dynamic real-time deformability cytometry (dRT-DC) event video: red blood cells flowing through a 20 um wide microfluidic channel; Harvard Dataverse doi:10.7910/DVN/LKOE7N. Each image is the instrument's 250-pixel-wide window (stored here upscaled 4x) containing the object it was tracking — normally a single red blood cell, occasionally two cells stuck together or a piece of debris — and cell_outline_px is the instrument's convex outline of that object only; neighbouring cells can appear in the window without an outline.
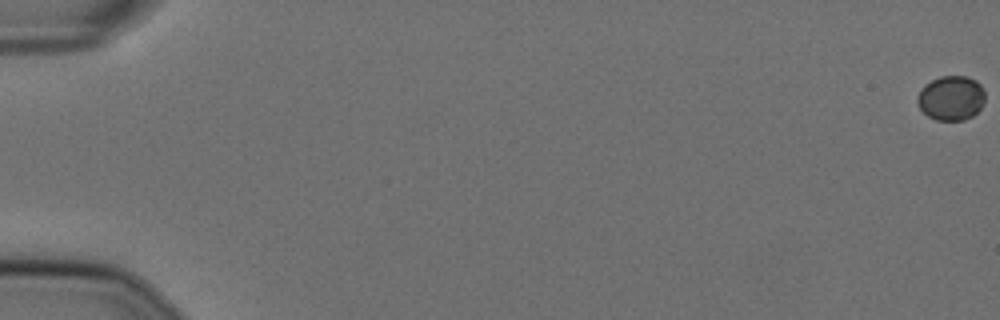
{"species": "Egyptian fruit bat (a non-hibernating species)", "species_latin": "Rousettus aegyptiacus", "temperature_condition": "cold", "stored_images_in_passage": 53, "camera_frame_rate_fps": 3000, "um_per_image_px": 0.085, "animal": {"sex": "female"}, "frame": {"image": 1, "passage_image": 1, "time_ms": 0.0, "image_size_px": [1000, 320], "cell_outline_px": [[984, 100], [980, 108], [972, 116], [964, 120], [936, 120], [928, 116], [920, 108], [916, 100], [916, 96], [924, 84], [940, 76], [964, 76], [976, 80], [980, 84], [984, 92]], "centroid_in_image_um": [80.82, 8.33], "position_along_channel_um": 4.2, "area_um2": 17.57}}
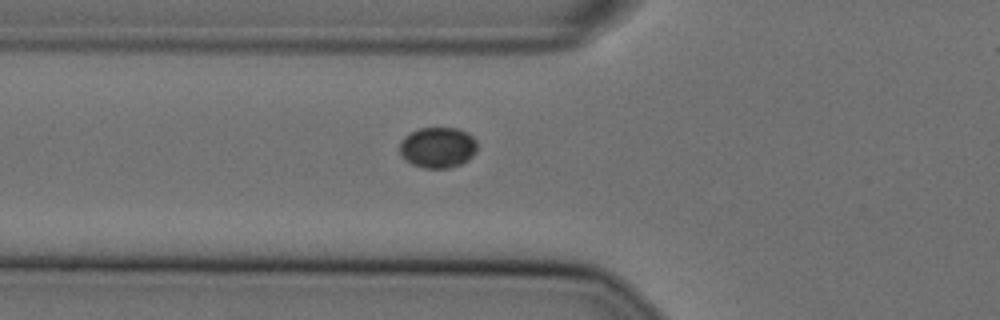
{"frame": {"image": 2, "passage_image": 23, "time_ms": 7.333, "image_size_px": [1000, 320], "cell_outline_px": [[476, 152], [468, 160], [460, 164], [448, 168], [424, 168], [412, 164], [400, 152], [400, 140], [404, 136], [420, 128], [456, 128], [468, 132], [476, 140]], "centroid_in_image_um": [37.23, 12.53], "position_along_channel_um": 88.6, "area_um2": 18.32}}
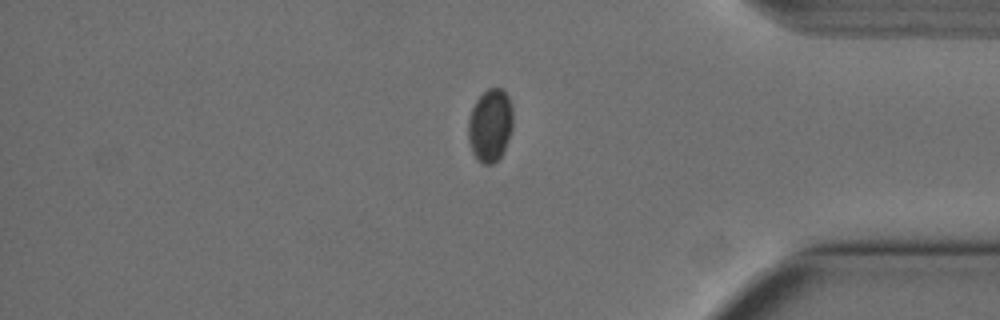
{"frame": {"image": 3, "passage_image": 50, "time_ms": 16.333, "image_size_px": [1000, 320], "cell_outline_px": [[512, 128], [504, 152], [492, 164], [484, 164], [472, 152], [468, 140], [468, 120], [472, 108], [476, 100], [488, 88], [504, 88], [508, 96], [512, 108]], "centroid_in_image_um": [41.67, 10.63], "position_along_channel_um": 393.5, "area_um2": 18.96}}